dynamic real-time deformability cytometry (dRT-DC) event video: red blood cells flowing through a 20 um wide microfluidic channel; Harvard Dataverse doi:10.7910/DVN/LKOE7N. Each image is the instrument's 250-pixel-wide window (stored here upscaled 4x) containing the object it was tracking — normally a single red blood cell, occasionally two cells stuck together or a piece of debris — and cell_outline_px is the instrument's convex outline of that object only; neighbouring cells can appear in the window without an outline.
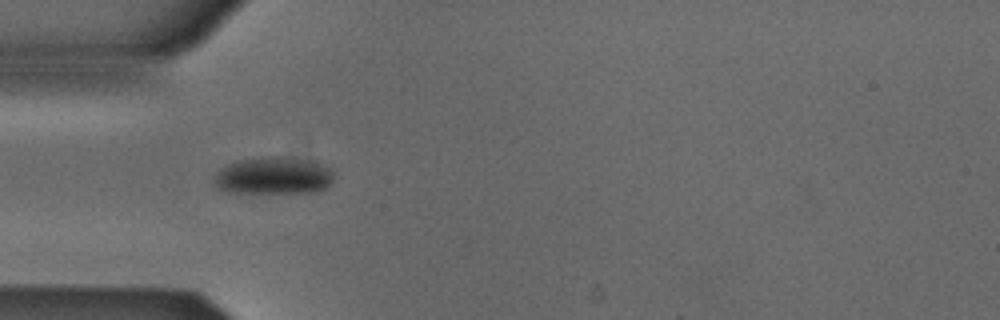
{"species": "Egyptian fruit bat (a non-hibernating species)", "species_latin": "Rousettus aegyptiacus", "temperature_condition": "cold", "stored_images_in_passage": 26, "camera_frame_rate_fps": 3000, "um_per_image_px": 0.085, "animal": {"sex": "male"}, "frame": {"image": 1, "passage_image": 4, "time_ms": 1.0, "image_size_px": [1000, 320], "cell_outline_px": [[332, 180], [328, 188], [316, 192], [228, 192], [216, 188], [216, 172], [220, 168], [236, 160], [268, 156], [280, 156], [316, 160], [332, 168]], "centroid_in_image_um": [23.3, 14.91], "position_along_channel_um": 61.7, "area_um2": 26.36}}
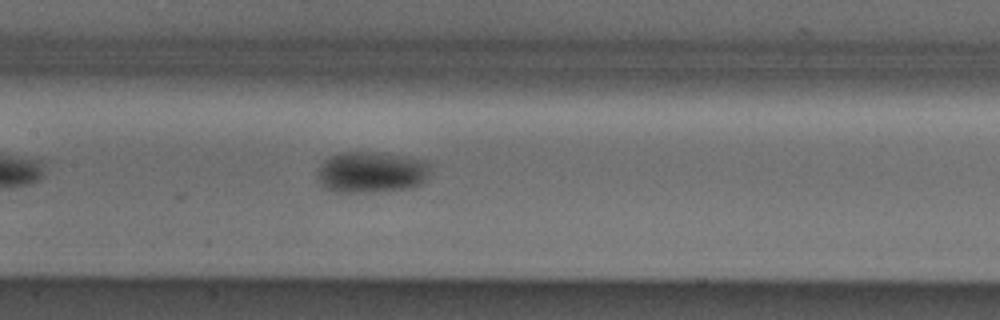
{"frame": {"image": 2, "passage_image": 13, "time_ms": 4.0, "image_size_px": [1000, 320], "cell_outline_px": [[428, 176], [420, 184], [412, 188], [368, 192], [336, 192], [324, 188], [320, 184], [316, 176], [316, 172], [320, 164], [328, 156], [340, 152], [372, 152], [400, 156], [424, 160], [428, 164]], "centroid_in_image_um": [31.48, 14.64], "position_along_channel_um": 175.9, "area_um2": 27.17}}
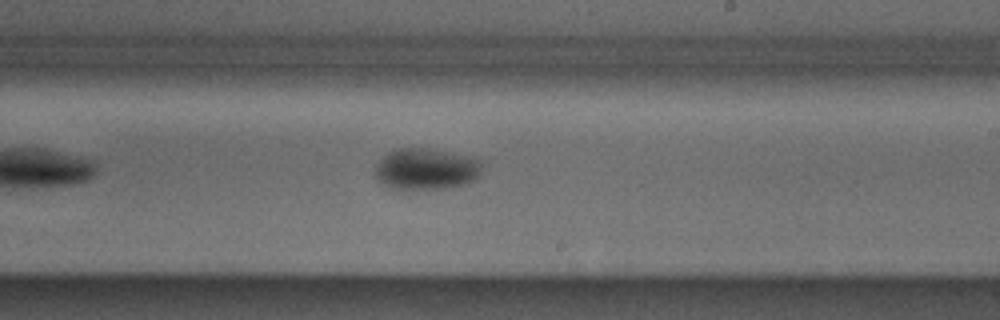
{"frame": {"image": 3, "passage_image": 19, "time_ms": 6.0, "image_size_px": [1000, 320], "cell_outline_px": [[484, 160], [480, 176], [476, 180], [464, 184], [444, 188], [392, 188], [376, 180], [376, 164], [388, 152], [396, 148], [428, 148], [476, 156]], "centroid_in_image_um": [36.31, 14.33], "position_along_channel_um": 252.7, "area_um2": 26.13}}